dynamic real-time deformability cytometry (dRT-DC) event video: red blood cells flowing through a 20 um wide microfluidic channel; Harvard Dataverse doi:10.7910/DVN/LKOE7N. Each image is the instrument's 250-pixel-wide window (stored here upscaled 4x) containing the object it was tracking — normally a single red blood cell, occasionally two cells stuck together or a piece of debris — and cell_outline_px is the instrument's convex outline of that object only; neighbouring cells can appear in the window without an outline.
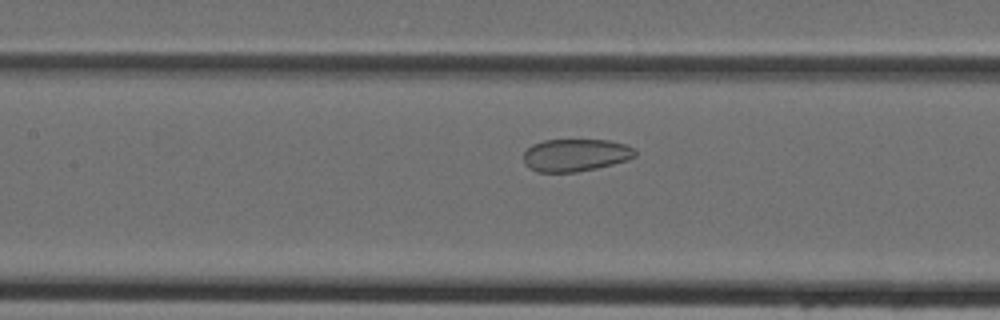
{"species": "Egyptian fruit bat (a non-hibernating species)", "species_latin": "Rousettus aegyptiacus", "temperature_condition": "cold", "stored_images_in_passage": 10, "camera_frame_rate_fps": 3000, "um_per_image_px": 0.085, "animal": {"sex": "female"}, "frame": {"image": 1, "passage_image": 7, "time_ms": 2.0, "image_size_px": [1000, 320], "cell_outline_px": [[636, 156], [628, 160], [596, 168], [576, 172], [536, 172], [528, 168], [524, 164], [524, 152], [532, 144], [544, 140], [608, 140], [628, 144], [636, 152]], "centroid_in_image_um": [48.91, 13.18], "position_along_channel_um": 158.5, "area_um2": 21.27}}
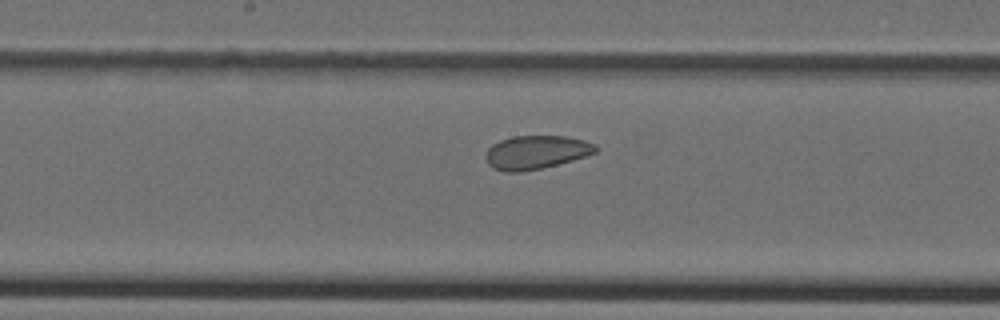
{"frame": {"image": 2, "passage_image": 10, "time_ms": 3.0, "image_size_px": [1000, 320], "cell_outline_px": [[596, 152], [588, 156], [540, 168], [520, 172], [504, 172], [492, 168], [488, 164], [484, 156], [488, 148], [492, 144], [500, 140], [512, 136], [568, 136], [584, 140], [596, 144]], "centroid_in_image_um": [45.54, 12.94], "position_along_channel_um": 202.7, "area_um2": 21.62}}